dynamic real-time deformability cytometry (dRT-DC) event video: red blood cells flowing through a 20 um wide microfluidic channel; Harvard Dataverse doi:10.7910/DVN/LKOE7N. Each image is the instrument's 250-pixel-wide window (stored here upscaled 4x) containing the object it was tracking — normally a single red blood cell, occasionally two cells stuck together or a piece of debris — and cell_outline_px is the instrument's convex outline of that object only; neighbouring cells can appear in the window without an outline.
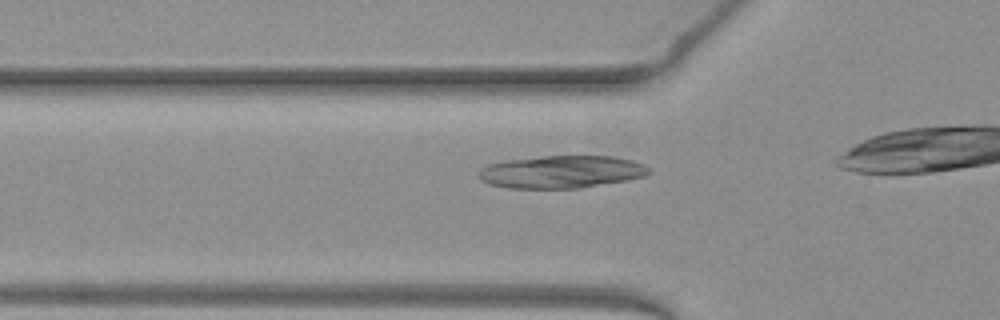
{"species": "common noctule bat (a hibernating species)", "species_latin": "Nyctalus noctula", "temperature_condition": "warm", "stored_images_in_passage": 31, "camera_frame_rate_fps": 3000, "um_per_image_px": 0.085, "animal": {"sex": "female", "body_mass_g": 19.3, "forearm_length_mm": 54.1}, "frame": {"image": 1, "passage_image": 13, "time_ms": 4.0, "image_size_px": [1000, 320], "cell_outline_px": [[652, 172], [644, 176], [628, 180], [580, 188], [508, 188], [488, 184], [480, 180], [476, 176], [476, 172], [480, 168], [488, 164], [504, 160], [540, 156], [612, 156], [632, 160], [644, 164]], "centroid_in_image_um": [47.66, 14.6], "position_along_channel_um": 78.1, "area_um2": 32.71}}
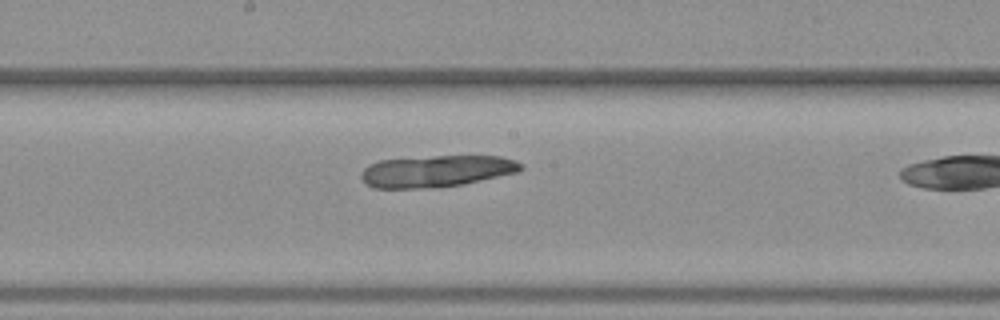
{"frame": {"image": 2, "passage_image": 23, "time_ms": 7.333, "image_size_px": [1000, 320], "cell_outline_px": [[524, 168], [516, 172], [464, 184], [432, 188], [372, 188], [360, 176], [360, 172], [368, 164], [380, 160], [436, 156], [500, 156], [516, 160], [524, 164]], "centroid_in_image_um": [37.1, 14.54], "position_along_channel_um": 211.1, "area_um2": 29.54}}
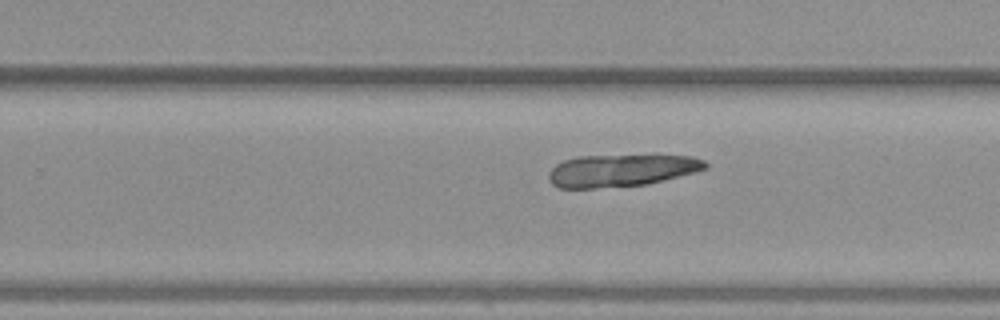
{"frame": {"image": 3, "passage_image": 28, "time_ms": 9.0, "image_size_px": [1000, 320], "cell_outline_px": [[708, 168], [696, 172], [648, 184], [596, 188], [560, 188], [552, 184], [548, 176], [548, 172], [556, 164], [564, 160], [576, 156], [656, 152], [692, 156], [704, 160], [708, 164]], "centroid_in_image_um": [52.89, 14.42], "position_along_channel_um": 276.9, "area_um2": 30.98}}